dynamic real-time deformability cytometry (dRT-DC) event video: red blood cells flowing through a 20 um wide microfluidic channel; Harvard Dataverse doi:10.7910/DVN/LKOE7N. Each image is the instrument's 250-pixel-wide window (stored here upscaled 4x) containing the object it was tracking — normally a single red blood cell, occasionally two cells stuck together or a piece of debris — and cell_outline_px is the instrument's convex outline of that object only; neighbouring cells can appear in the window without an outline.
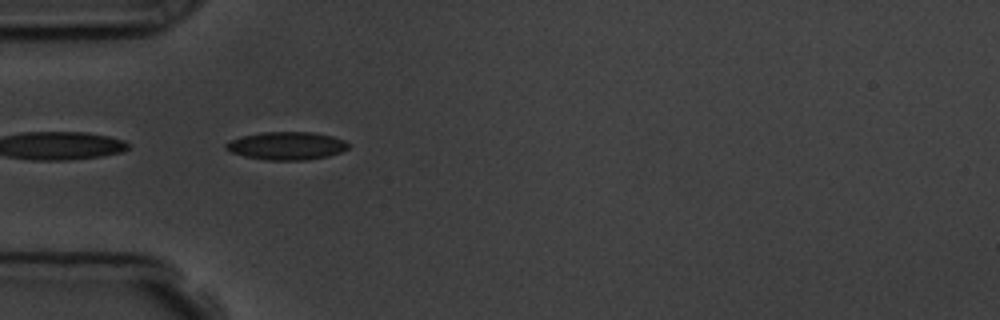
{"species": "common noctule bat (a hibernating species)", "species_latin": "Nyctalus noctula", "temperature_condition": "room temperature", "stored_images_in_passage": 40, "camera_frame_rate_fps": 3000, "um_per_image_px": 0.085, "animal": {"sex": "male", "body_mass_g": 19.5, "forearm_length_mm": 54.6}, "frame": {"image": 1, "passage_image": 1, "time_ms": 0.0, "image_size_px": [1000, 320], "cell_outline_px": [[348, 148], [340, 152], [328, 156], [304, 160], [268, 160], [244, 156], [232, 152], [224, 148], [224, 144], [228, 140], [244, 136], [264, 132], [312, 132], [332, 136], [344, 140], [348, 144]], "centroid_in_image_um": [24.34, 12.39], "position_along_channel_um": 60.7, "area_um2": 19.83}}
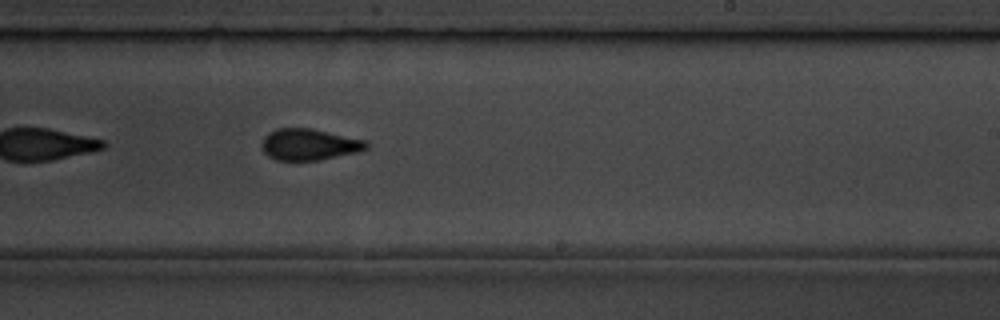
{"frame": {"image": 2, "passage_image": 18, "time_ms": 5.667, "image_size_px": [1000, 320], "cell_outline_px": [[368, 148], [356, 152], [320, 160], [276, 160], [268, 156], [264, 152], [264, 136], [268, 132], [276, 128], [312, 128], [368, 140]], "centroid_in_image_um": [26.32, 12.27], "position_along_channel_um": 262.7, "area_um2": 19.13}}
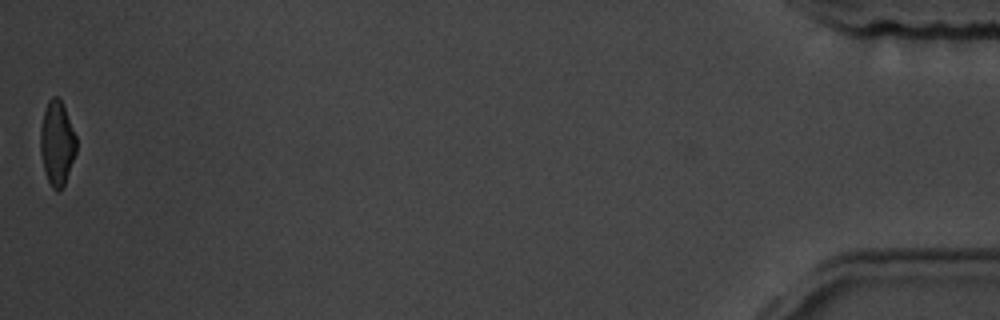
{"frame": {"image": 3, "passage_image": 40, "time_ms": 13.0, "image_size_px": [1000, 320], "cell_outline_px": [[76, 152], [64, 184], [56, 192], [52, 188], [48, 180], [44, 168], [40, 152], [40, 128], [44, 112], [48, 100], [52, 96], [60, 96], [76, 136]], "centroid_in_image_um": [4.84, 12.12], "position_along_channel_um": 430.4, "area_um2": 17.57}, "authors_computed_cell_mechanics": {"area_um2": 19.1318, "velocity_mm_per_s": 3.616, "shape_relaxation_time_tau1_ms": 4.488, "shape_relaxation_time_tau2_ms": 1.8673, "deformation_change_tau1": 0.1143, "deformation_change_tau2": 0.0609}}